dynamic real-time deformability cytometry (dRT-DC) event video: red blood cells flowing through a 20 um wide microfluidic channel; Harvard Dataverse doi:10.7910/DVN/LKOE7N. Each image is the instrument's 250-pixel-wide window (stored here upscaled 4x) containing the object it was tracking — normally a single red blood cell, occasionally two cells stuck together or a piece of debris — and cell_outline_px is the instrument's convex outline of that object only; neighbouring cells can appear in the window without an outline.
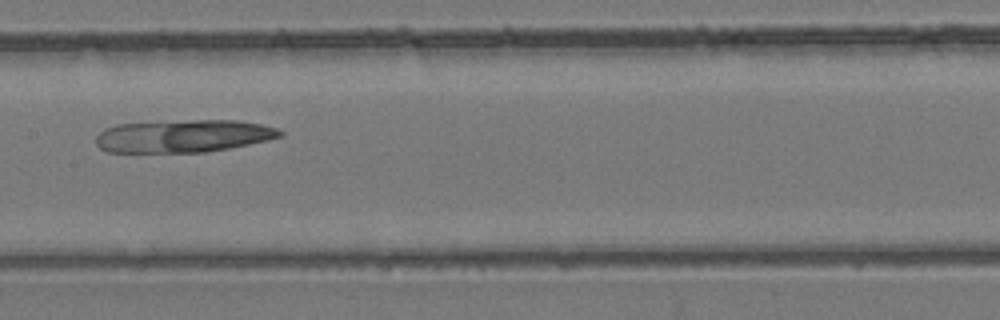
{"species": "common noctule bat (a hibernating species)", "species_latin": "Nyctalus noctula", "temperature_condition": "room temperature", "stored_images_in_passage": 6, "camera_frame_rate_fps": 3000, "um_per_image_px": 0.085, "animal": {"sex": "female", "body_mass_g": 24.6, "forearm_length_mm": 56.2}, "frame": {"image": 1, "passage_image": 6, "time_ms": 1.667, "image_size_px": [1000, 320], "cell_outline_px": [[284, 136], [268, 140], [208, 152], [108, 152], [100, 148], [96, 144], [96, 136], [104, 128], [116, 124], [192, 120], [240, 120], [260, 124], [276, 128], [284, 132]], "centroid_in_image_um": [15.59, 11.56], "position_along_channel_um": 191.8, "area_um2": 35.08}}